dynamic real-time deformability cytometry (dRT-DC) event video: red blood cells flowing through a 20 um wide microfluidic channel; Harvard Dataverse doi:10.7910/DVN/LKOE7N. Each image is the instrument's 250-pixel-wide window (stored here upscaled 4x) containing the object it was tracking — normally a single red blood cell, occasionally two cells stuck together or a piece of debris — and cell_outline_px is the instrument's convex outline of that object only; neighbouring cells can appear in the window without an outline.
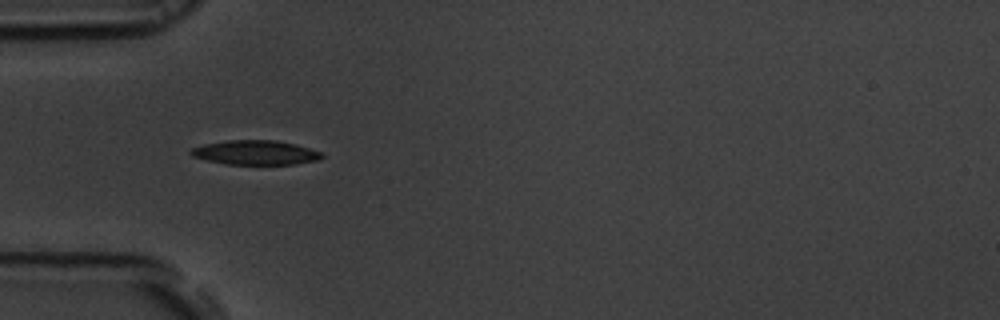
{"species": "common noctule bat (a hibernating species)", "species_latin": "Nyctalus noctula", "temperature_condition": "room temperature", "stored_images_in_passage": 39, "camera_frame_rate_fps": 3000, "um_per_image_px": 0.085, "animal": {"sex": "male", "body_mass_g": 19.5, "forearm_length_mm": 54.6}, "frame": {"image": 1, "passage_image": 1, "time_ms": 0.0, "image_size_px": [1000, 320], "cell_outline_px": [[324, 156], [320, 160], [292, 164], [228, 164], [208, 160], [192, 156], [188, 152], [192, 148], [204, 144], [228, 140], [276, 140], [296, 144], [324, 152]], "centroid_in_image_um": [21.76, 12.96], "position_along_channel_um": 63.2, "area_um2": 18.67}}
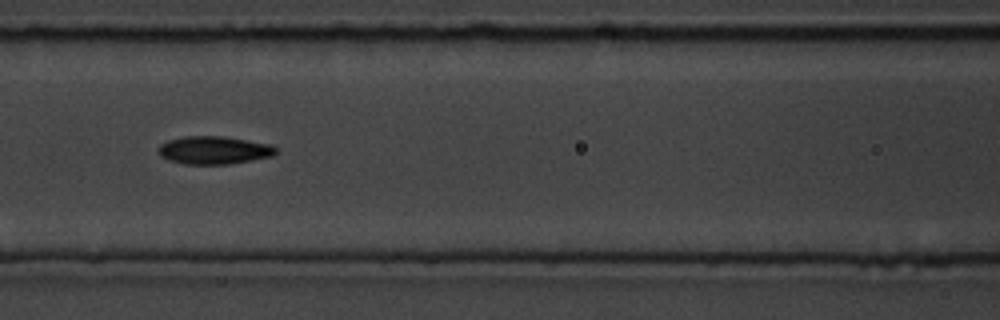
{"frame": {"image": 2, "passage_image": 8, "time_ms": 2.333, "image_size_px": [1000, 320], "cell_outline_px": [[276, 152], [272, 156], [228, 164], [184, 164], [168, 160], [160, 156], [156, 148], [160, 144], [168, 140], [184, 136], [224, 136], [272, 144], [276, 148]], "centroid_in_image_um": [18.15, 12.76], "position_along_channel_um": 148.5, "area_um2": 19.25}}
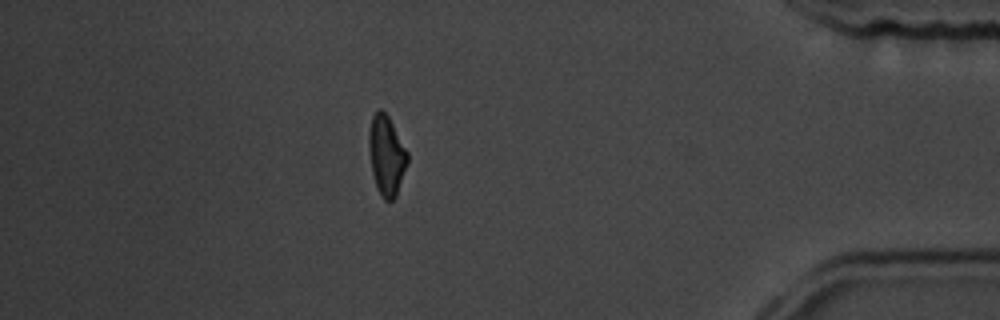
{"frame": {"image": 3, "passage_image": 32, "time_ms": 10.333, "image_size_px": [1000, 320], "cell_outline_px": [[408, 160], [396, 196], [392, 200], [384, 200], [376, 188], [372, 172], [368, 148], [368, 132], [372, 116], [376, 108], [380, 108], [388, 116], [408, 152]], "centroid_in_image_um": [32.82, 13.18], "position_along_channel_um": 402.4, "area_um2": 17.98}, "authors_computed_cell_mechanics": {"area_um2": 18.6694, "velocity_mm_per_s": 3.7122, "shape_relaxation_time_tau1_ms": 4.134, "shape_relaxation_time_tau2_ms": 3.0351, "deformation_change_tau1": 0.1516, "deformation_change_tau2": 0.0933}}